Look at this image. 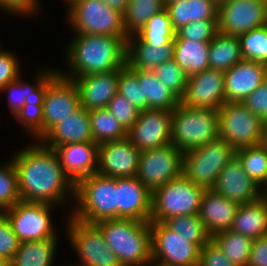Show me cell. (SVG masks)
I'll use <instances>...</instances> for the list:
<instances>
[{
  "label": "cell",
  "mask_w": 267,
  "mask_h": 266,
  "mask_svg": "<svg viewBox=\"0 0 267 266\" xmlns=\"http://www.w3.org/2000/svg\"><path fill=\"white\" fill-rule=\"evenodd\" d=\"M34 143V144H33ZM11 158L21 201L64 205L75 200V185L65 175L54 149L33 141Z\"/></svg>",
  "instance_id": "cell-1"
},
{
  "label": "cell",
  "mask_w": 267,
  "mask_h": 266,
  "mask_svg": "<svg viewBox=\"0 0 267 266\" xmlns=\"http://www.w3.org/2000/svg\"><path fill=\"white\" fill-rule=\"evenodd\" d=\"M67 45L65 58L68 71H56L65 78L106 73L126 65L129 36L75 34ZM66 72V73H65Z\"/></svg>",
  "instance_id": "cell-2"
},
{
  "label": "cell",
  "mask_w": 267,
  "mask_h": 266,
  "mask_svg": "<svg viewBox=\"0 0 267 266\" xmlns=\"http://www.w3.org/2000/svg\"><path fill=\"white\" fill-rule=\"evenodd\" d=\"M122 266L152 264L150 222L135 219H110L95 223Z\"/></svg>",
  "instance_id": "cell-3"
},
{
  "label": "cell",
  "mask_w": 267,
  "mask_h": 266,
  "mask_svg": "<svg viewBox=\"0 0 267 266\" xmlns=\"http://www.w3.org/2000/svg\"><path fill=\"white\" fill-rule=\"evenodd\" d=\"M73 202L70 215L82 222L118 219L116 178L95 173L80 180L75 185Z\"/></svg>",
  "instance_id": "cell-4"
},
{
  "label": "cell",
  "mask_w": 267,
  "mask_h": 266,
  "mask_svg": "<svg viewBox=\"0 0 267 266\" xmlns=\"http://www.w3.org/2000/svg\"><path fill=\"white\" fill-rule=\"evenodd\" d=\"M218 109L194 108L181 103L172 111L171 144L182 153L218 137Z\"/></svg>",
  "instance_id": "cell-5"
},
{
  "label": "cell",
  "mask_w": 267,
  "mask_h": 266,
  "mask_svg": "<svg viewBox=\"0 0 267 266\" xmlns=\"http://www.w3.org/2000/svg\"><path fill=\"white\" fill-rule=\"evenodd\" d=\"M205 188L183 174L152 192L150 222H164L174 216L198 215Z\"/></svg>",
  "instance_id": "cell-6"
},
{
  "label": "cell",
  "mask_w": 267,
  "mask_h": 266,
  "mask_svg": "<svg viewBox=\"0 0 267 266\" xmlns=\"http://www.w3.org/2000/svg\"><path fill=\"white\" fill-rule=\"evenodd\" d=\"M236 156V150L217 137L211 143L183 153L182 174L195 185L211 189L221 170Z\"/></svg>",
  "instance_id": "cell-7"
},
{
  "label": "cell",
  "mask_w": 267,
  "mask_h": 266,
  "mask_svg": "<svg viewBox=\"0 0 267 266\" xmlns=\"http://www.w3.org/2000/svg\"><path fill=\"white\" fill-rule=\"evenodd\" d=\"M67 21L74 34L129 36L124 15L103 0H78L68 8Z\"/></svg>",
  "instance_id": "cell-8"
},
{
  "label": "cell",
  "mask_w": 267,
  "mask_h": 266,
  "mask_svg": "<svg viewBox=\"0 0 267 266\" xmlns=\"http://www.w3.org/2000/svg\"><path fill=\"white\" fill-rule=\"evenodd\" d=\"M264 124L242 103L225 102L218 109V137L235 150L260 145Z\"/></svg>",
  "instance_id": "cell-9"
},
{
  "label": "cell",
  "mask_w": 267,
  "mask_h": 266,
  "mask_svg": "<svg viewBox=\"0 0 267 266\" xmlns=\"http://www.w3.org/2000/svg\"><path fill=\"white\" fill-rule=\"evenodd\" d=\"M67 219V240L79 258L74 266H122L95 224L82 222L71 215Z\"/></svg>",
  "instance_id": "cell-10"
},
{
  "label": "cell",
  "mask_w": 267,
  "mask_h": 266,
  "mask_svg": "<svg viewBox=\"0 0 267 266\" xmlns=\"http://www.w3.org/2000/svg\"><path fill=\"white\" fill-rule=\"evenodd\" d=\"M54 207V204L20 201L2 213L8 218L19 241L29 242L59 238L51 219Z\"/></svg>",
  "instance_id": "cell-11"
},
{
  "label": "cell",
  "mask_w": 267,
  "mask_h": 266,
  "mask_svg": "<svg viewBox=\"0 0 267 266\" xmlns=\"http://www.w3.org/2000/svg\"><path fill=\"white\" fill-rule=\"evenodd\" d=\"M183 153L167 144L140 153L135 177L152 193L182 175Z\"/></svg>",
  "instance_id": "cell-12"
},
{
  "label": "cell",
  "mask_w": 267,
  "mask_h": 266,
  "mask_svg": "<svg viewBox=\"0 0 267 266\" xmlns=\"http://www.w3.org/2000/svg\"><path fill=\"white\" fill-rule=\"evenodd\" d=\"M43 103V137L58 123L80 107L78 90L72 79L56 70L48 77L40 91Z\"/></svg>",
  "instance_id": "cell-13"
},
{
  "label": "cell",
  "mask_w": 267,
  "mask_h": 266,
  "mask_svg": "<svg viewBox=\"0 0 267 266\" xmlns=\"http://www.w3.org/2000/svg\"><path fill=\"white\" fill-rule=\"evenodd\" d=\"M152 264L156 266L199 265L200 249L163 222H150Z\"/></svg>",
  "instance_id": "cell-14"
},
{
  "label": "cell",
  "mask_w": 267,
  "mask_h": 266,
  "mask_svg": "<svg viewBox=\"0 0 267 266\" xmlns=\"http://www.w3.org/2000/svg\"><path fill=\"white\" fill-rule=\"evenodd\" d=\"M267 25L263 0H228L218 5V32L239 36Z\"/></svg>",
  "instance_id": "cell-15"
},
{
  "label": "cell",
  "mask_w": 267,
  "mask_h": 266,
  "mask_svg": "<svg viewBox=\"0 0 267 266\" xmlns=\"http://www.w3.org/2000/svg\"><path fill=\"white\" fill-rule=\"evenodd\" d=\"M172 112L147 109L127 131V138L140 151L171 143Z\"/></svg>",
  "instance_id": "cell-16"
},
{
  "label": "cell",
  "mask_w": 267,
  "mask_h": 266,
  "mask_svg": "<svg viewBox=\"0 0 267 266\" xmlns=\"http://www.w3.org/2000/svg\"><path fill=\"white\" fill-rule=\"evenodd\" d=\"M226 102L224 72L207 69L188 77L182 105L220 109Z\"/></svg>",
  "instance_id": "cell-17"
},
{
  "label": "cell",
  "mask_w": 267,
  "mask_h": 266,
  "mask_svg": "<svg viewBox=\"0 0 267 266\" xmlns=\"http://www.w3.org/2000/svg\"><path fill=\"white\" fill-rule=\"evenodd\" d=\"M140 151L126 137L98 145V174L112 178L134 177Z\"/></svg>",
  "instance_id": "cell-18"
},
{
  "label": "cell",
  "mask_w": 267,
  "mask_h": 266,
  "mask_svg": "<svg viewBox=\"0 0 267 266\" xmlns=\"http://www.w3.org/2000/svg\"><path fill=\"white\" fill-rule=\"evenodd\" d=\"M211 189L239 205L252 203L264 196L260 186L247 175L237 156L221 170Z\"/></svg>",
  "instance_id": "cell-19"
},
{
  "label": "cell",
  "mask_w": 267,
  "mask_h": 266,
  "mask_svg": "<svg viewBox=\"0 0 267 266\" xmlns=\"http://www.w3.org/2000/svg\"><path fill=\"white\" fill-rule=\"evenodd\" d=\"M55 150L65 175L76 185L97 172L98 144L80 142L62 146H47Z\"/></svg>",
  "instance_id": "cell-20"
},
{
  "label": "cell",
  "mask_w": 267,
  "mask_h": 266,
  "mask_svg": "<svg viewBox=\"0 0 267 266\" xmlns=\"http://www.w3.org/2000/svg\"><path fill=\"white\" fill-rule=\"evenodd\" d=\"M266 79V64L243 59L224 72L226 102L242 103Z\"/></svg>",
  "instance_id": "cell-21"
},
{
  "label": "cell",
  "mask_w": 267,
  "mask_h": 266,
  "mask_svg": "<svg viewBox=\"0 0 267 266\" xmlns=\"http://www.w3.org/2000/svg\"><path fill=\"white\" fill-rule=\"evenodd\" d=\"M79 94L80 106L88 111L107 108L118 92L119 70L93 73L72 79Z\"/></svg>",
  "instance_id": "cell-22"
},
{
  "label": "cell",
  "mask_w": 267,
  "mask_h": 266,
  "mask_svg": "<svg viewBox=\"0 0 267 266\" xmlns=\"http://www.w3.org/2000/svg\"><path fill=\"white\" fill-rule=\"evenodd\" d=\"M118 219L150 222L152 193L134 176L116 178Z\"/></svg>",
  "instance_id": "cell-23"
},
{
  "label": "cell",
  "mask_w": 267,
  "mask_h": 266,
  "mask_svg": "<svg viewBox=\"0 0 267 266\" xmlns=\"http://www.w3.org/2000/svg\"><path fill=\"white\" fill-rule=\"evenodd\" d=\"M239 204L206 189L201 200L199 218L212 237L216 233L231 229Z\"/></svg>",
  "instance_id": "cell-24"
},
{
  "label": "cell",
  "mask_w": 267,
  "mask_h": 266,
  "mask_svg": "<svg viewBox=\"0 0 267 266\" xmlns=\"http://www.w3.org/2000/svg\"><path fill=\"white\" fill-rule=\"evenodd\" d=\"M45 146H62L70 143L94 142L89 111L81 106L54 126L41 140Z\"/></svg>",
  "instance_id": "cell-25"
},
{
  "label": "cell",
  "mask_w": 267,
  "mask_h": 266,
  "mask_svg": "<svg viewBox=\"0 0 267 266\" xmlns=\"http://www.w3.org/2000/svg\"><path fill=\"white\" fill-rule=\"evenodd\" d=\"M173 41L169 45H149L136 34L127 39L126 64L132 70L152 71L165 61L173 59Z\"/></svg>",
  "instance_id": "cell-26"
},
{
  "label": "cell",
  "mask_w": 267,
  "mask_h": 266,
  "mask_svg": "<svg viewBox=\"0 0 267 266\" xmlns=\"http://www.w3.org/2000/svg\"><path fill=\"white\" fill-rule=\"evenodd\" d=\"M165 9L175 32L193 21L218 20V4L214 0H184L168 3Z\"/></svg>",
  "instance_id": "cell-27"
},
{
  "label": "cell",
  "mask_w": 267,
  "mask_h": 266,
  "mask_svg": "<svg viewBox=\"0 0 267 266\" xmlns=\"http://www.w3.org/2000/svg\"><path fill=\"white\" fill-rule=\"evenodd\" d=\"M231 230L252 239L267 236V198L239 205Z\"/></svg>",
  "instance_id": "cell-28"
},
{
  "label": "cell",
  "mask_w": 267,
  "mask_h": 266,
  "mask_svg": "<svg viewBox=\"0 0 267 266\" xmlns=\"http://www.w3.org/2000/svg\"><path fill=\"white\" fill-rule=\"evenodd\" d=\"M211 41L174 39V61L189 77L209 69V47Z\"/></svg>",
  "instance_id": "cell-29"
},
{
  "label": "cell",
  "mask_w": 267,
  "mask_h": 266,
  "mask_svg": "<svg viewBox=\"0 0 267 266\" xmlns=\"http://www.w3.org/2000/svg\"><path fill=\"white\" fill-rule=\"evenodd\" d=\"M133 71L137 74L140 86H142L143 99L147 101L148 109L172 112L180 104V99L160 82L153 71Z\"/></svg>",
  "instance_id": "cell-30"
},
{
  "label": "cell",
  "mask_w": 267,
  "mask_h": 266,
  "mask_svg": "<svg viewBox=\"0 0 267 266\" xmlns=\"http://www.w3.org/2000/svg\"><path fill=\"white\" fill-rule=\"evenodd\" d=\"M58 238L20 242L9 266H53Z\"/></svg>",
  "instance_id": "cell-31"
},
{
  "label": "cell",
  "mask_w": 267,
  "mask_h": 266,
  "mask_svg": "<svg viewBox=\"0 0 267 266\" xmlns=\"http://www.w3.org/2000/svg\"><path fill=\"white\" fill-rule=\"evenodd\" d=\"M46 67L44 69H40L39 71L36 69L34 83L29 84V81L22 80V77H19L17 80L8 83L6 86L0 89V93L6 92L8 96V107L11 110V114L13 117L17 114V112L23 108L28 100H32L36 98L41 91V88L48 77L56 70L48 69Z\"/></svg>",
  "instance_id": "cell-32"
},
{
  "label": "cell",
  "mask_w": 267,
  "mask_h": 266,
  "mask_svg": "<svg viewBox=\"0 0 267 266\" xmlns=\"http://www.w3.org/2000/svg\"><path fill=\"white\" fill-rule=\"evenodd\" d=\"M242 60L238 36L218 32L210 42L209 69L225 72Z\"/></svg>",
  "instance_id": "cell-33"
},
{
  "label": "cell",
  "mask_w": 267,
  "mask_h": 266,
  "mask_svg": "<svg viewBox=\"0 0 267 266\" xmlns=\"http://www.w3.org/2000/svg\"><path fill=\"white\" fill-rule=\"evenodd\" d=\"M211 240L236 266H247L252 248L251 237L235 233L231 229L216 233Z\"/></svg>",
  "instance_id": "cell-34"
},
{
  "label": "cell",
  "mask_w": 267,
  "mask_h": 266,
  "mask_svg": "<svg viewBox=\"0 0 267 266\" xmlns=\"http://www.w3.org/2000/svg\"><path fill=\"white\" fill-rule=\"evenodd\" d=\"M89 118L93 140L98 145L127 137V131L107 108L89 111Z\"/></svg>",
  "instance_id": "cell-35"
},
{
  "label": "cell",
  "mask_w": 267,
  "mask_h": 266,
  "mask_svg": "<svg viewBox=\"0 0 267 266\" xmlns=\"http://www.w3.org/2000/svg\"><path fill=\"white\" fill-rule=\"evenodd\" d=\"M165 9L164 0H129L124 15L126 33H138L156 13Z\"/></svg>",
  "instance_id": "cell-36"
},
{
  "label": "cell",
  "mask_w": 267,
  "mask_h": 266,
  "mask_svg": "<svg viewBox=\"0 0 267 266\" xmlns=\"http://www.w3.org/2000/svg\"><path fill=\"white\" fill-rule=\"evenodd\" d=\"M236 156L242 162L247 175L251 177L266 193L267 174V151L260 144L256 146L243 147L236 150Z\"/></svg>",
  "instance_id": "cell-37"
},
{
  "label": "cell",
  "mask_w": 267,
  "mask_h": 266,
  "mask_svg": "<svg viewBox=\"0 0 267 266\" xmlns=\"http://www.w3.org/2000/svg\"><path fill=\"white\" fill-rule=\"evenodd\" d=\"M163 223L171 230L181 234L187 242L195 244L199 249L211 240V236L199 215L174 216L166 219Z\"/></svg>",
  "instance_id": "cell-38"
},
{
  "label": "cell",
  "mask_w": 267,
  "mask_h": 266,
  "mask_svg": "<svg viewBox=\"0 0 267 266\" xmlns=\"http://www.w3.org/2000/svg\"><path fill=\"white\" fill-rule=\"evenodd\" d=\"M136 35L149 45H169L176 35L169 15L164 9L154 14Z\"/></svg>",
  "instance_id": "cell-39"
},
{
  "label": "cell",
  "mask_w": 267,
  "mask_h": 266,
  "mask_svg": "<svg viewBox=\"0 0 267 266\" xmlns=\"http://www.w3.org/2000/svg\"><path fill=\"white\" fill-rule=\"evenodd\" d=\"M23 129L35 141L43 138V103L41 94L32 100H28L15 117Z\"/></svg>",
  "instance_id": "cell-40"
},
{
  "label": "cell",
  "mask_w": 267,
  "mask_h": 266,
  "mask_svg": "<svg viewBox=\"0 0 267 266\" xmlns=\"http://www.w3.org/2000/svg\"><path fill=\"white\" fill-rule=\"evenodd\" d=\"M242 58L267 65V25L238 36Z\"/></svg>",
  "instance_id": "cell-41"
},
{
  "label": "cell",
  "mask_w": 267,
  "mask_h": 266,
  "mask_svg": "<svg viewBox=\"0 0 267 266\" xmlns=\"http://www.w3.org/2000/svg\"><path fill=\"white\" fill-rule=\"evenodd\" d=\"M6 162L0 166V212L21 201L15 166L12 159Z\"/></svg>",
  "instance_id": "cell-42"
},
{
  "label": "cell",
  "mask_w": 267,
  "mask_h": 266,
  "mask_svg": "<svg viewBox=\"0 0 267 266\" xmlns=\"http://www.w3.org/2000/svg\"><path fill=\"white\" fill-rule=\"evenodd\" d=\"M118 94L124 96L138 110L148 109V104L143 99L142 86H140L137 74L126 64L119 69Z\"/></svg>",
  "instance_id": "cell-43"
},
{
  "label": "cell",
  "mask_w": 267,
  "mask_h": 266,
  "mask_svg": "<svg viewBox=\"0 0 267 266\" xmlns=\"http://www.w3.org/2000/svg\"><path fill=\"white\" fill-rule=\"evenodd\" d=\"M156 77L179 99L185 93L188 76L186 72L174 61H165L153 70Z\"/></svg>",
  "instance_id": "cell-44"
},
{
  "label": "cell",
  "mask_w": 267,
  "mask_h": 266,
  "mask_svg": "<svg viewBox=\"0 0 267 266\" xmlns=\"http://www.w3.org/2000/svg\"><path fill=\"white\" fill-rule=\"evenodd\" d=\"M218 33V20L193 21L176 31L174 39L212 41Z\"/></svg>",
  "instance_id": "cell-45"
},
{
  "label": "cell",
  "mask_w": 267,
  "mask_h": 266,
  "mask_svg": "<svg viewBox=\"0 0 267 266\" xmlns=\"http://www.w3.org/2000/svg\"><path fill=\"white\" fill-rule=\"evenodd\" d=\"M107 109L116 117L126 131L133 126L140 114V110L118 93L109 102Z\"/></svg>",
  "instance_id": "cell-46"
},
{
  "label": "cell",
  "mask_w": 267,
  "mask_h": 266,
  "mask_svg": "<svg viewBox=\"0 0 267 266\" xmlns=\"http://www.w3.org/2000/svg\"><path fill=\"white\" fill-rule=\"evenodd\" d=\"M20 241L14 233L8 218L0 212V257L10 262L15 256Z\"/></svg>",
  "instance_id": "cell-47"
},
{
  "label": "cell",
  "mask_w": 267,
  "mask_h": 266,
  "mask_svg": "<svg viewBox=\"0 0 267 266\" xmlns=\"http://www.w3.org/2000/svg\"><path fill=\"white\" fill-rule=\"evenodd\" d=\"M20 63L15 54L0 49V89L21 76Z\"/></svg>",
  "instance_id": "cell-48"
},
{
  "label": "cell",
  "mask_w": 267,
  "mask_h": 266,
  "mask_svg": "<svg viewBox=\"0 0 267 266\" xmlns=\"http://www.w3.org/2000/svg\"><path fill=\"white\" fill-rule=\"evenodd\" d=\"M253 114L267 122V79L242 102Z\"/></svg>",
  "instance_id": "cell-49"
},
{
  "label": "cell",
  "mask_w": 267,
  "mask_h": 266,
  "mask_svg": "<svg viewBox=\"0 0 267 266\" xmlns=\"http://www.w3.org/2000/svg\"><path fill=\"white\" fill-rule=\"evenodd\" d=\"M199 265L236 266L212 240L200 249Z\"/></svg>",
  "instance_id": "cell-50"
},
{
  "label": "cell",
  "mask_w": 267,
  "mask_h": 266,
  "mask_svg": "<svg viewBox=\"0 0 267 266\" xmlns=\"http://www.w3.org/2000/svg\"><path fill=\"white\" fill-rule=\"evenodd\" d=\"M39 4V0H0V9L9 15L32 17L38 16Z\"/></svg>",
  "instance_id": "cell-51"
},
{
  "label": "cell",
  "mask_w": 267,
  "mask_h": 266,
  "mask_svg": "<svg viewBox=\"0 0 267 266\" xmlns=\"http://www.w3.org/2000/svg\"><path fill=\"white\" fill-rule=\"evenodd\" d=\"M247 266H267V236L253 239Z\"/></svg>",
  "instance_id": "cell-52"
},
{
  "label": "cell",
  "mask_w": 267,
  "mask_h": 266,
  "mask_svg": "<svg viewBox=\"0 0 267 266\" xmlns=\"http://www.w3.org/2000/svg\"><path fill=\"white\" fill-rule=\"evenodd\" d=\"M103 2L124 14L127 10L129 0H103Z\"/></svg>",
  "instance_id": "cell-53"
},
{
  "label": "cell",
  "mask_w": 267,
  "mask_h": 266,
  "mask_svg": "<svg viewBox=\"0 0 267 266\" xmlns=\"http://www.w3.org/2000/svg\"><path fill=\"white\" fill-rule=\"evenodd\" d=\"M261 145L266 149L267 151V122L263 126L262 131V138H261Z\"/></svg>",
  "instance_id": "cell-54"
},
{
  "label": "cell",
  "mask_w": 267,
  "mask_h": 266,
  "mask_svg": "<svg viewBox=\"0 0 267 266\" xmlns=\"http://www.w3.org/2000/svg\"><path fill=\"white\" fill-rule=\"evenodd\" d=\"M0 266H9V262L0 257Z\"/></svg>",
  "instance_id": "cell-55"
},
{
  "label": "cell",
  "mask_w": 267,
  "mask_h": 266,
  "mask_svg": "<svg viewBox=\"0 0 267 266\" xmlns=\"http://www.w3.org/2000/svg\"><path fill=\"white\" fill-rule=\"evenodd\" d=\"M64 1H65V3H67V7L69 8L73 3H75L78 0H64Z\"/></svg>",
  "instance_id": "cell-56"
},
{
  "label": "cell",
  "mask_w": 267,
  "mask_h": 266,
  "mask_svg": "<svg viewBox=\"0 0 267 266\" xmlns=\"http://www.w3.org/2000/svg\"><path fill=\"white\" fill-rule=\"evenodd\" d=\"M179 1H184V0H164V3L166 5L168 3L179 2Z\"/></svg>",
  "instance_id": "cell-57"
},
{
  "label": "cell",
  "mask_w": 267,
  "mask_h": 266,
  "mask_svg": "<svg viewBox=\"0 0 267 266\" xmlns=\"http://www.w3.org/2000/svg\"><path fill=\"white\" fill-rule=\"evenodd\" d=\"M218 5L228 0H214Z\"/></svg>",
  "instance_id": "cell-58"
},
{
  "label": "cell",
  "mask_w": 267,
  "mask_h": 266,
  "mask_svg": "<svg viewBox=\"0 0 267 266\" xmlns=\"http://www.w3.org/2000/svg\"><path fill=\"white\" fill-rule=\"evenodd\" d=\"M266 192H267V174H266Z\"/></svg>",
  "instance_id": "cell-59"
}]
</instances>
